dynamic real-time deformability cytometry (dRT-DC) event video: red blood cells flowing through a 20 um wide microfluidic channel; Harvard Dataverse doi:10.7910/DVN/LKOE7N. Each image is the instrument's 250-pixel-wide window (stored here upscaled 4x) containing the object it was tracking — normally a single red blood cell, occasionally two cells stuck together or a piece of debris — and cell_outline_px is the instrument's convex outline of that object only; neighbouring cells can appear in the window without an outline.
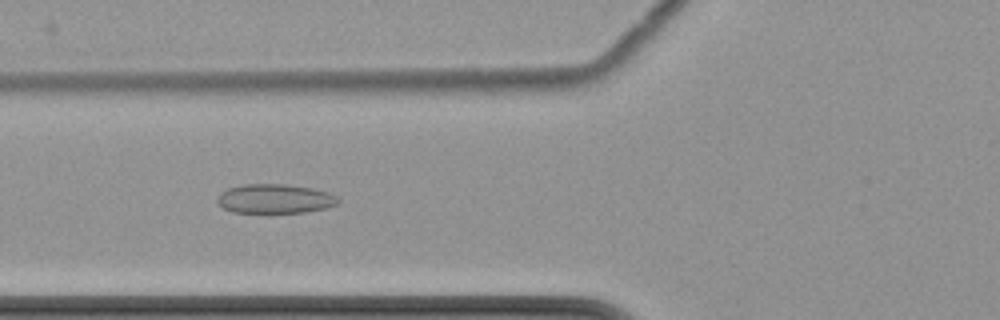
{"species": "common noctule bat (a hibernating species)", "species_latin": "Nyctalus noctula", "temperature_condition": "cold", "stored_images_in_passage": 7, "camera_frame_rate_fps": 3000, "um_per_image_px": 0.085, "animal": {"sex": "female", "body_mass_g": 22.7, "forearm_length_mm": 54.2}, "frame": {"image": 1, "passage_image": 5, "time_ms": 4.667, "image_size_px": [1000, 320], "cell_outline_px": [[340, 200], [336, 204], [328, 208], [308, 212], [268, 216], [232, 212], [224, 208], [216, 200], [220, 192], [228, 188], [240, 184], [284, 184], [312, 188], [328, 192], [336, 196]], "centroid_in_image_um": [23.34, 16.95], "position_along_channel_um": 102.5, "area_um2": 21.73}}
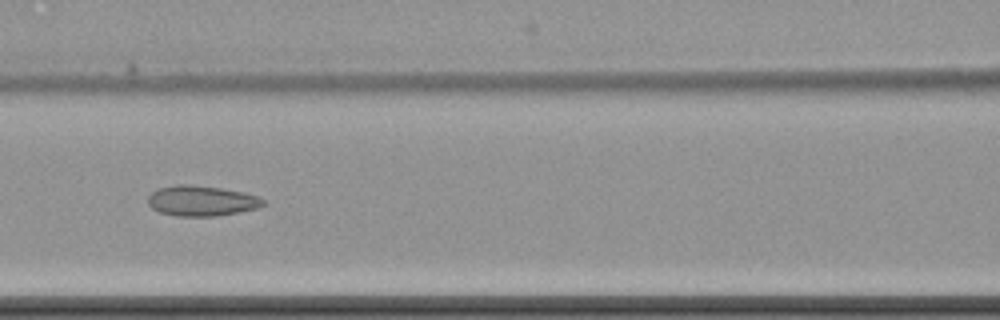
{"frame": {"image": 2, "passage_image": 6, "time_ms": 6.0, "image_size_px": [1000, 320], "cell_outline_px": [[264, 204], [256, 208], [216, 216], [176, 216], [160, 212], [152, 208], [148, 204], [148, 196], [156, 188], [176, 184], [188, 184], [224, 188], [244, 192], [256, 196], [264, 200]], "centroid_in_image_um": [17.08, 17.05], "position_along_channel_um": 149.5, "area_um2": 20.4}}
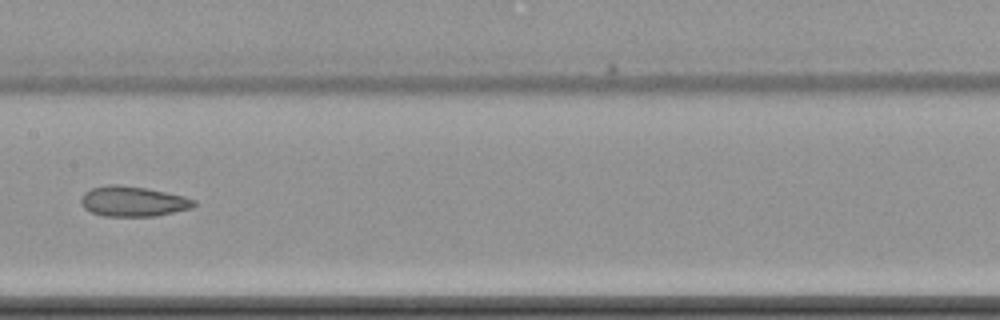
{"frame": {"image": 3, "passage_image": 7, "time_ms": 7.333, "image_size_px": [1000, 320], "cell_outline_px": [[196, 204], [192, 208], [156, 216], [104, 216], [92, 212], [84, 208], [80, 200], [80, 196], [84, 192], [92, 188], [108, 184], [116, 184], [144, 188], [184, 196], [196, 200]], "centroid_in_image_um": [11.29, 17.12], "position_along_channel_um": 196.1, "area_um2": 19.83}}